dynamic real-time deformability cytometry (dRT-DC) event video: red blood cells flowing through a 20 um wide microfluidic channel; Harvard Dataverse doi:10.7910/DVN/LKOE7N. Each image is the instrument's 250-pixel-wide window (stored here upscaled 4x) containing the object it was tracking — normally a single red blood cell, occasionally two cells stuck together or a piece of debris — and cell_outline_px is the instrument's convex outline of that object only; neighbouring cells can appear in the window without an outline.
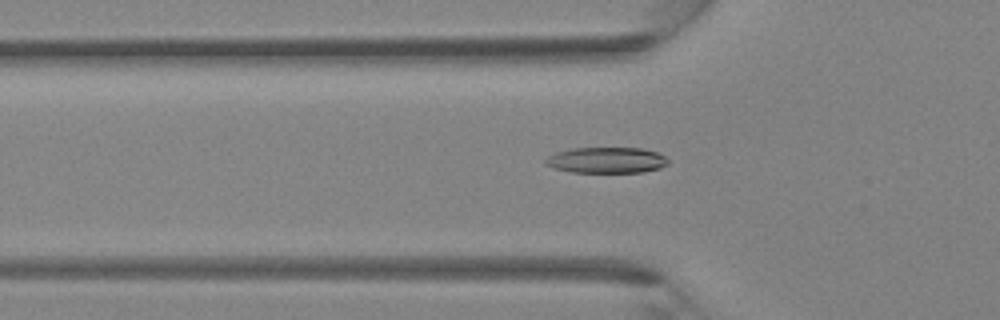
{"species": "Egyptian fruit bat (a non-hibernating species)", "species_latin": "Rousettus aegyptiacus", "temperature_condition": "room temperature", "stored_images_in_passage": 29, "camera_frame_rate_fps": 3000, "um_per_image_px": 0.085, "animal": {"sex": "female"}, "frame": {"image": 1, "passage_image": 2, "time_ms": 0.333, "image_size_px": [1000, 320], "cell_outline_px": [[668, 164], [660, 168], [644, 172], [572, 172], [552, 168], [544, 164], [544, 160], [548, 156], [556, 152], [572, 148], [640, 148], [656, 152], [664, 156], [668, 160]], "centroid_in_image_um": [51.52, 13.62], "position_along_channel_um": 74.3, "area_um2": 18.55}}
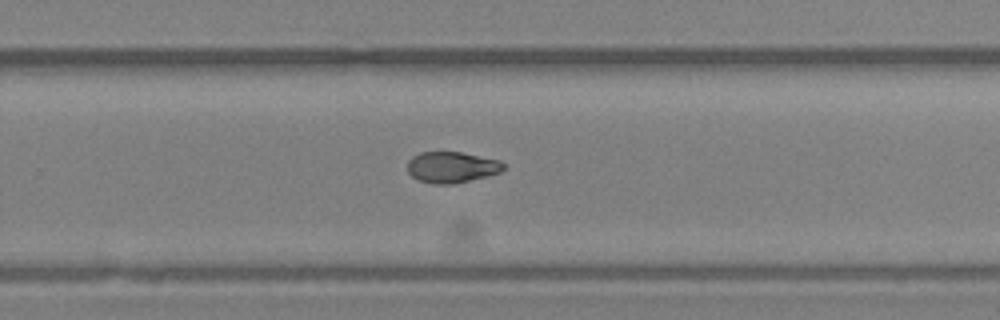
{"frame": {"image": 2, "passage_image": 15, "time_ms": 4.667, "image_size_px": [1000, 320], "cell_outline_px": [[504, 168], [500, 172], [452, 184], [432, 184], [420, 180], [412, 176], [408, 172], [408, 160], [412, 156], [420, 152], [460, 152], [500, 160], [504, 164]], "centroid_in_image_um": [38.36, 14.2], "position_along_channel_um": 291.4, "area_um2": 17.17}}
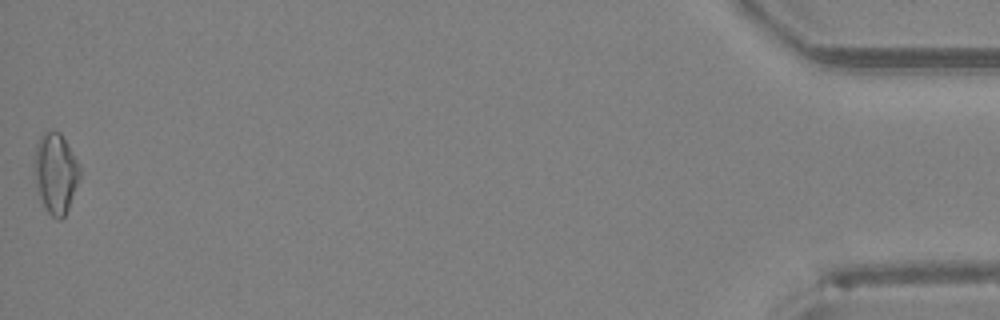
{"frame": {"image": 3, "passage_image": 29, "time_ms": 9.333, "image_size_px": [1000, 320], "cell_outline_px": [[80, 176], [68, 208], [64, 216], [60, 220], [52, 216], [44, 208], [36, 188], [32, 164], [36, 144], [40, 136], [44, 132], [52, 128], [60, 132], [80, 164]], "centroid_in_image_um": [4.69, 14.67], "position_along_channel_um": 430.5, "area_um2": 21.68}}